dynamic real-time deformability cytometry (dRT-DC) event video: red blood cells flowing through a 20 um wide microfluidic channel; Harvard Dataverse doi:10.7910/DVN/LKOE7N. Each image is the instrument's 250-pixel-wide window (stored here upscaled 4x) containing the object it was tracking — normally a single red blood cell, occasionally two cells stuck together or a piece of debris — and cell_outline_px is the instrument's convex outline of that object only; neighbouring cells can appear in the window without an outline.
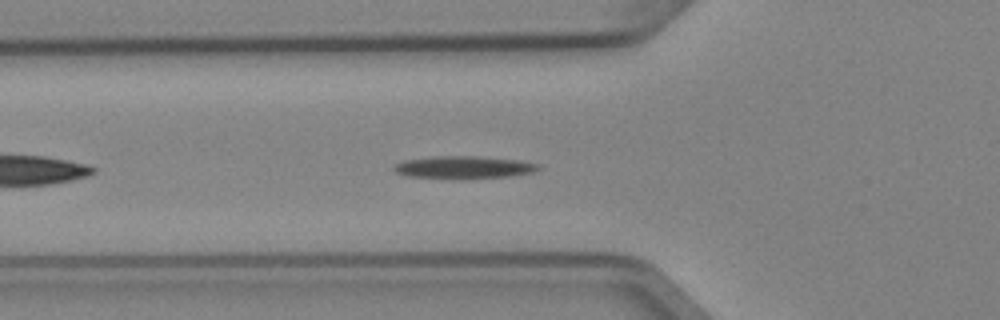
{"species": "Egyptian fruit bat (a non-hibernating species)", "species_latin": "Rousettus aegyptiacus", "temperature_condition": "cold", "stored_images_in_passage": 33, "camera_frame_rate_fps": 3000, "um_per_image_px": 0.085, "animal": {"sex": "female"}, "frame": {"image": 1, "passage_image": 6, "time_ms": 1.667, "image_size_px": [1000, 320], "cell_outline_px": [[540, 168], [532, 172], [508, 176], [460, 180], [408, 176], [396, 172], [392, 168], [396, 164], [404, 160], [432, 156], [476, 156], [516, 160], [540, 164]], "centroid_in_image_um": [39.37, 14.23], "position_along_channel_um": 86.4, "area_um2": 19.13}}
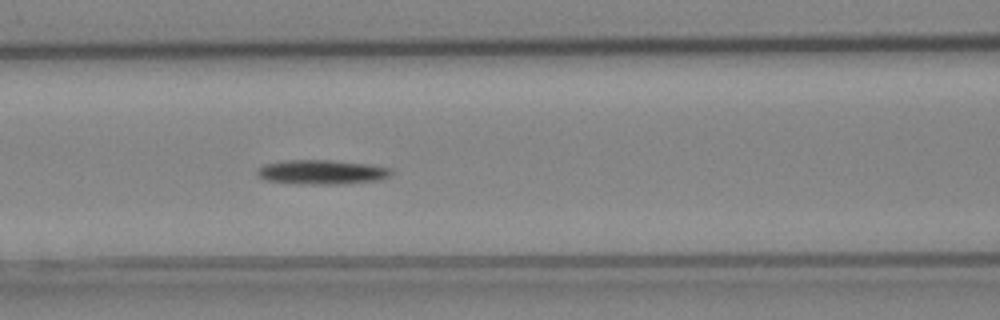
{"frame": {"image": 2, "passage_image": 10, "time_ms": 3.0, "image_size_px": [1000, 320], "cell_outline_px": [[392, 172], [388, 176], [380, 180], [340, 184], [308, 184], [264, 180], [256, 172], [264, 164], [288, 160], [328, 160], [368, 164], [392, 168]], "centroid_in_image_um": [27.38, 14.62], "position_along_channel_um": 139.2, "area_um2": 18.84}, "authors_computed_cell_mechanics": {"area_um2": 17.051, "velocity_mm_per_s": 3.9415, "shape_relaxation_time_tau1_ms": 4.7552, "shape_relaxation_time_tau2_ms": null, "deformation_change_tau1": 0.1216, "deformation_change_tau2": null}}